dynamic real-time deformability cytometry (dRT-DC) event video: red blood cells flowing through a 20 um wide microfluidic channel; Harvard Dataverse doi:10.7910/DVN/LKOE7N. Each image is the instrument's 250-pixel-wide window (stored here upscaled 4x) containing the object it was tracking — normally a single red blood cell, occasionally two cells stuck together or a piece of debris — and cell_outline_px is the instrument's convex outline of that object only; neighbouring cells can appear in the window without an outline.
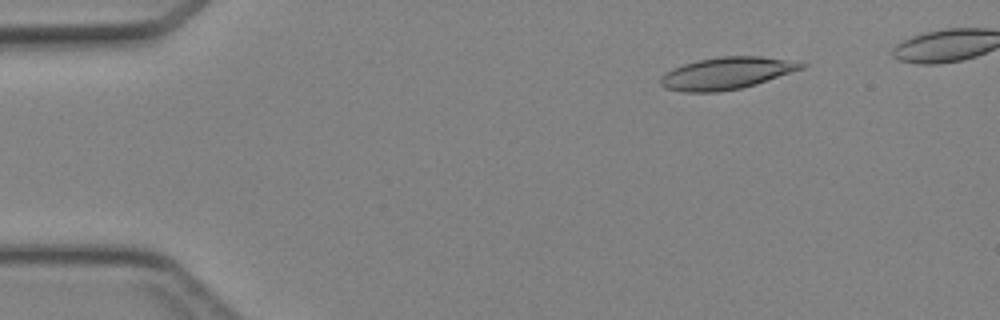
{"species": "Egyptian fruit bat (a non-hibernating species)", "species_latin": "Rousettus aegyptiacus", "temperature_condition": "cold", "stored_images_in_passage": 40, "camera_frame_rate_fps": 3000, "um_per_image_px": 0.085, "animal": {"sex": "female"}, "frame": {"image": 1, "passage_image": 4, "time_ms": 1.0, "image_size_px": [1000, 320], "cell_outline_px": [[808, 64], [804, 68], [756, 84], [740, 88], [720, 92], [684, 92], [664, 88], [660, 84], [660, 76], [664, 72], [672, 68], [696, 60], [720, 56], [760, 56]], "centroid_in_image_um": [61.69, 6.23], "position_along_channel_um": 23.3, "area_um2": 26.3}}
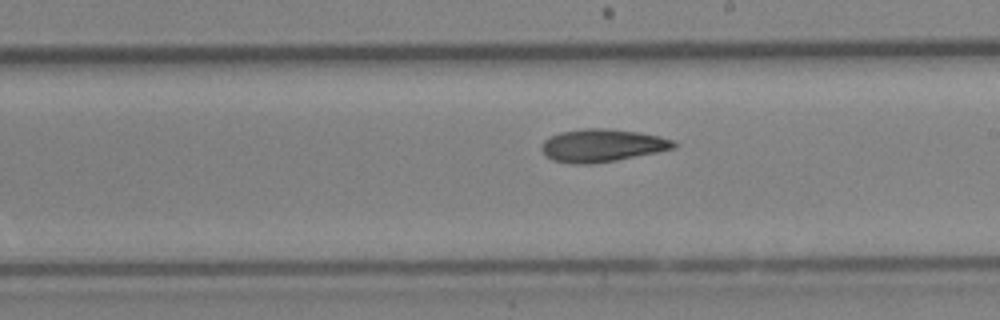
{"frame": {"image": 2, "passage_image": 24, "time_ms": 7.667, "image_size_px": [1000, 320], "cell_outline_px": [[680, 144], [676, 148], [616, 160], [592, 164], [568, 164], [552, 160], [544, 156], [540, 148], [544, 140], [548, 136], [560, 132], [584, 128], [608, 128], [636, 132], [660, 136], [676, 140]], "centroid_in_image_um": [51.16, 12.36], "position_along_channel_um": 237.8, "area_um2": 25.66}}
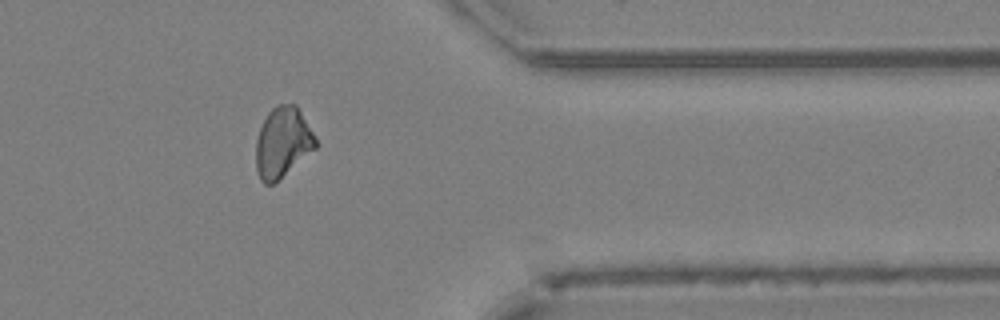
{"frame": {"image": 3, "passage_image": 35, "time_ms": 11.333, "image_size_px": [1000, 320], "cell_outline_px": [[316, 148], [272, 184], [264, 184], [260, 180], [256, 172], [256, 140], [260, 128], [268, 112], [272, 108], [280, 104], [296, 104], [312, 132], [316, 140]], "centroid_in_image_um": [23.99, 12.11], "position_along_channel_um": 387.4, "area_um2": 24.04}}